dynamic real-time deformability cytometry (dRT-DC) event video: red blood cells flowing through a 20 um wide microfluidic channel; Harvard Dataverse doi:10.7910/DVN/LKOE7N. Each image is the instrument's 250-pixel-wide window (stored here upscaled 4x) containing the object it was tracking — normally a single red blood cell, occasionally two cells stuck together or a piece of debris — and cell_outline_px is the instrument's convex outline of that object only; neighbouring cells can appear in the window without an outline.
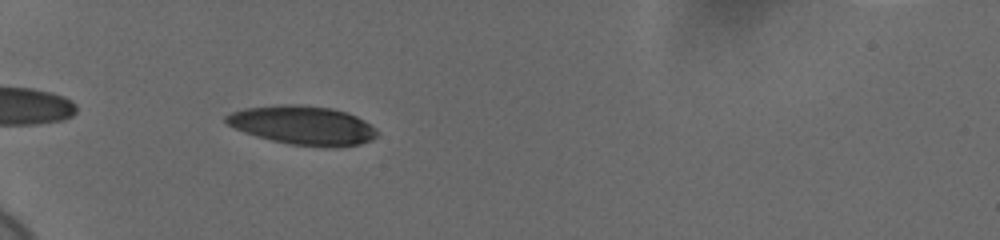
{"species": "human", "species_latin": "Homo sapiens", "temperature_condition": "cold", "stored_images_in_passage": 41, "camera_frame_rate_fps": 3000, "um_per_image_px": 0.085, "donor": {"sex": "female"}, "frame": {"image": 1, "passage_image": 3, "time_ms": 0.667, "image_size_px": [1000, 240], "cell_outline_px": [[380, 132], [376, 136], [360, 144], [324, 148], [292, 144], [272, 140], [256, 136], [244, 132], [228, 124], [224, 120], [224, 116], [232, 112], [244, 108], [276, 104], [300, 104], [332, 108], [348, 112], [364, 120], [376, 128]], "centroid_in_image_um": [25.75, 10.64], "position_along_channel_um": 59.3, "area_um2": 34.39}}
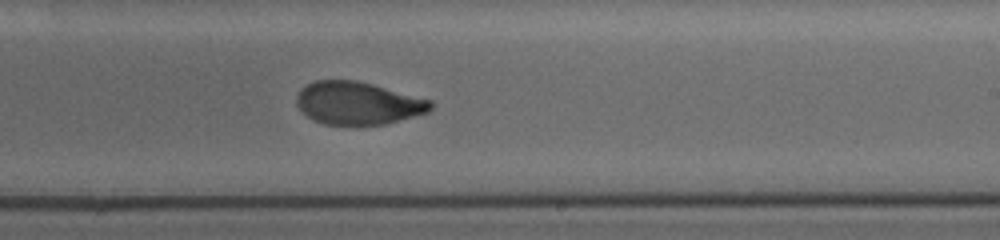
{"frame": {"image": 2, "passage_image": 21, "time_ms": 6.667, "image_size_px": [1000, 240], "cell_outline_px": [[432, 108], [428, 112], [384, 124], [324, 124], [308, 116], [296, 104], [296, 96], [300, 88], [316, 80], [356, 80], [372, 84], [432, 100]], "centroid_in_image_um": [30.41, 8.75], "position_along_channel_um": 258.6, "area_um2": 33.0}}
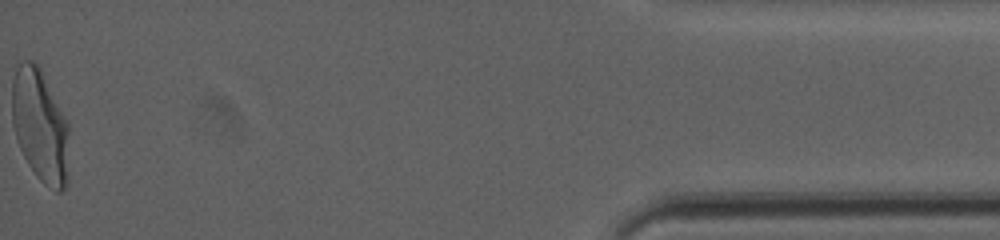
{"frame": {"image": 3, "passage_image": 41, "time_ms": 13.333, "image_size_px": [1000, 240], "cell_outline_px": [[68, 184], [60, 192], [56, 192], [44, 184], [36, 176], [28, 164], [20, 148], [12, 124], [12, 80], [16, 68], [24, 60], [32, 60], [40, 68], [68, 120]], "centroid_in_image_um": [3.42, 10.71], "position_along_channel_um": 431.8, "area_um2": 37.8}, "authors_computed_cell_mechanics": {"area_um2": 34.4488, "velocity_mm_per_s": 3.6664, "shape_relaxation_time_tau1_ms": 3.8215, "shape_relaxation_time_tau2_ms": 1.2733, "deformation_change_tau1": 0.1575, "deformation_change_tau2": 0.0642}}